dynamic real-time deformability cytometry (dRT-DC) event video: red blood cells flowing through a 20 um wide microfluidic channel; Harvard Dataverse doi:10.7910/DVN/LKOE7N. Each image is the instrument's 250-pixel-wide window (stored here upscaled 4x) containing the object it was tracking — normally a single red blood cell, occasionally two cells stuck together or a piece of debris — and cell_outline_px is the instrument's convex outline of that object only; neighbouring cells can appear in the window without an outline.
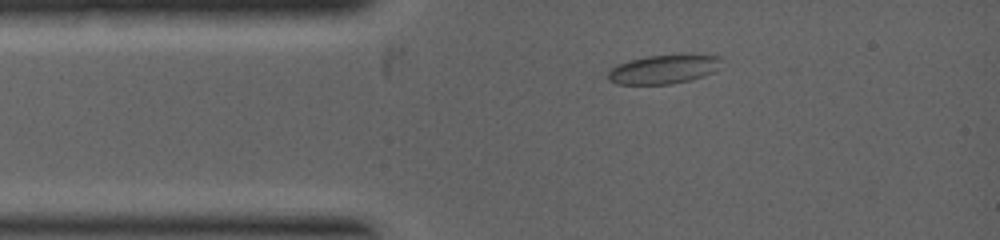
{"species": "common noctule bat (a hibernating species)", "species_latin": "Nyctalus noctula", "temperature_condition": "warm", "stored_images_in_passage": 27, "camera_frame_rate_fps": 5000, "um_per_image_px": 0.085, "animal": {"sex": "female", "body_mass_g": 19.0, "forearm_length_mm": 53.3}, "frame": {"image": 1, "passage_image": 3, "time_ms": 0.4, "image_size_px": [1000, 240], "cell_outline_px": [[720, 60], [712, 72], [704, 76], [692, 80], [672, 84], [616, 84], [608, 80], [608, 72], [612, 68], [620, 64], [632, 60], [648, 56], [720, 56]], "centroid_in_image_um": [56.34, 5.93], "position_along_channel_um": 28.7, "area_um2": 18.38}}
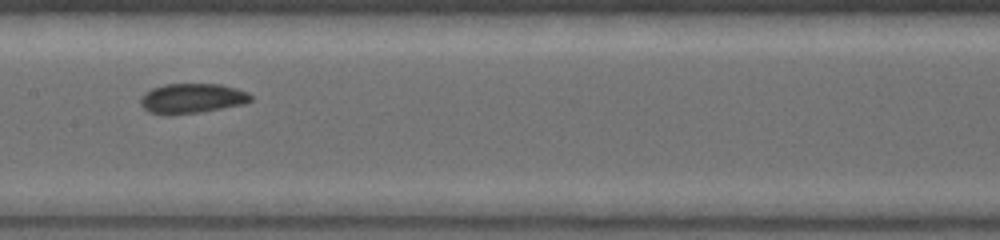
{"frame": {"image": 2, "passage_image": 13, "time_ms": 3.0, "image_size_px": [1000, 240], "cell_outline_px": [[252, 100], [244, 104], [200, 112], [148, 112], [140, 104], [140, 96], [144, 92], [152, 88], [164, 84], [220, 84], [236, 88], [248, 92], [252, 96]], "centroid_in_image_um": [16.35, 8.32], "position_along_channel_um": 191.1, "area_um2": 18.73}}
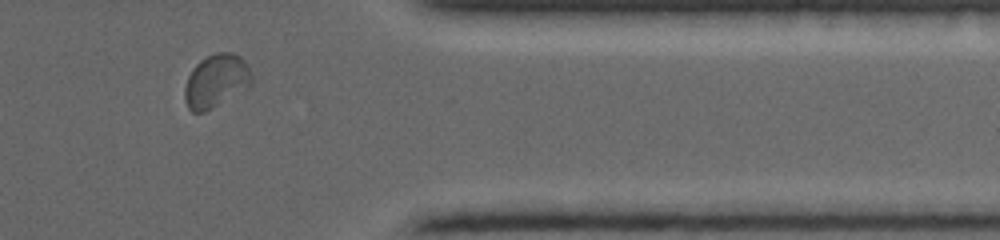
{"frame": {"image": 3, "passage_image": 24, "time_ms": 6.0, "image_size_px": [1000, 240], "cell_outline_px": [[252, 84], [248, 88], [212, 108], [204, 112], [192, 112], [188, 108], [184, 100], [184, 88], [188, 76], [192, 68], [200, 60], [216, 52], [232, 52], [240, 56], [248, 64], [252, 76]], "centroid_in_image_um": [18.37, 6.87], "position_along_channel_um": 393.0, "area_um2": 20.98}}